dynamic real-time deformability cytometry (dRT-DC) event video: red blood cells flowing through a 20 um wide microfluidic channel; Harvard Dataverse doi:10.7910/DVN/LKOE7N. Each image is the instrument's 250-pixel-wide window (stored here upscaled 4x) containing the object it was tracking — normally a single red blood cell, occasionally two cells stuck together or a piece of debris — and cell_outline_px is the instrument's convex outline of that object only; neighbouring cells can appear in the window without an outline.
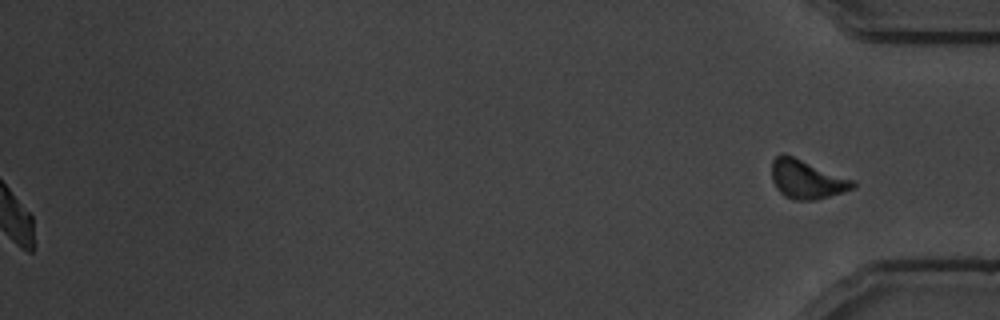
{"species": "common noctule bat (a hibernating species)", "species_latin": "Nyctalus noctula", "temperature_condition": "warm", "stored_images_in_passage": 54, "segment_of_instrument_passage": [2, 2], "camera_frame_rate_fps": 3000, "um_per_image_px": 0.085, "animal": {"sex": "male", "body_mass_g": 19.5, "forearm_length_mm": 54.6}, "frame": {"image": 1, "passage_image": 54, "time_ms": 17.667, "image_size_px": [1000, 320], "cell_outline_px": [[856, 188], [816, 200], [796, 200], [784, 196], [776, 188], [772, 180], [772, 160], [776, 156], [792, 156], [856, 180]], "centroid_in_image_um": [68.62, 15.27], "position_along_channel_um": 366.6, "area_um2": 18.26}}